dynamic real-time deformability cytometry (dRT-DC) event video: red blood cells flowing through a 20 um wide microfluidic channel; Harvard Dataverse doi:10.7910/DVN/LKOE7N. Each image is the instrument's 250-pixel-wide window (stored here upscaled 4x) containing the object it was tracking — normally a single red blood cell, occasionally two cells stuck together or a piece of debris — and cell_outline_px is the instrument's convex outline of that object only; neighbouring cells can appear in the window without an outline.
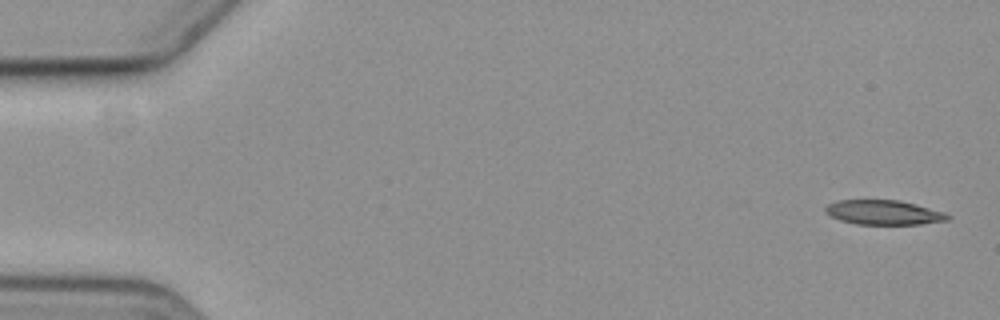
{"species": "common noctule bat (a hibernating species)", "species_latin": "Nyctalus noctula", "temperature_condition": "cold", "stored_images_in_passage": 5, "camera_frame_rate_fps": 3000, "um_per_image_px": 0.085, "animal": {"sex": "female", "body_mass_g": 19.3, "forearm_length_mm": 54.1}, "frame": {"image": 1, "passage_image": 1, "time_ms": 0.0, "image_size_px": [1000, 320], "cell_outline_px": [[952, 216], [948, 220], [920, 224], [856, 224], [840, 220], [832, 216], [824, 208], [828, 204], [840, 200], [896, 200], [944, 212]], "centroid_in_image_um": [75.12, 18.06], "position_along_channel_um": 9.9, "area_um2": 17.11}}
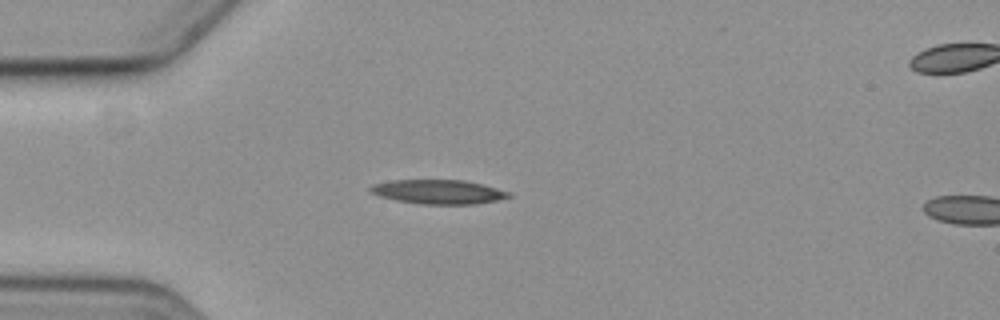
{"frame": {"image": 2, "passage_image": 4, "time_ms": 4.667, "image_size_px": [1000, 320], "cell_outline_px": [[512, 196], [496, 200], [476, 204], [420, 204], [396, 200], [380, 196], [368, 192], [368, 188], [372, 184], [392, 180], [464, 180], [512, 192]], "centroid_in_image_um": [37.23, 16.3], "position_along_channel_um": 47.8, "area_um2": 19.54}}